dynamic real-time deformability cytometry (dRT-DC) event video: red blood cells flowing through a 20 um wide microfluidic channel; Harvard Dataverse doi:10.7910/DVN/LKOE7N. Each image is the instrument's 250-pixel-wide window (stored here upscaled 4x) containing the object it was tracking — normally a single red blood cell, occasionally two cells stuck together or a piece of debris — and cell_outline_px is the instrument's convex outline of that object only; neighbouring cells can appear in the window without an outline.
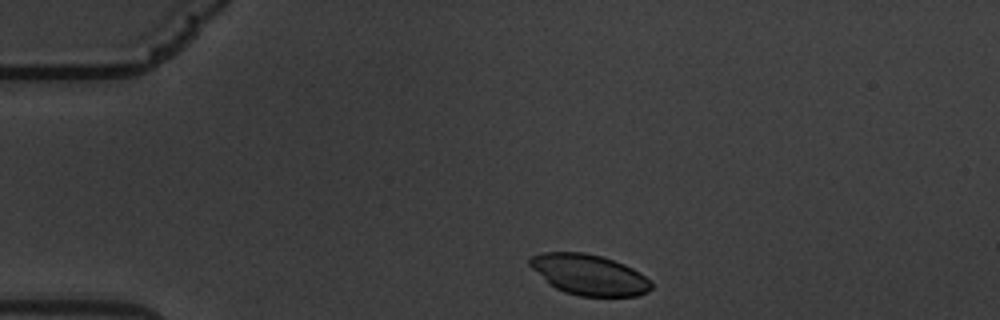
{"species": "common noctule bat (a hibernating species)", "species_latin": "Nyctalus noctula", "temperature_condition": "warm", "stored_images_in_passage": 50, "camera_frame_rate_fps": 3000, "um_per_image_px": 0.085, "animal": {"sex": "male", "body_mass_g": 19.5, "forearm_length_mm": 54.6}, "frame": {"image": 1, "passage_image": 2, "time_ms": 0.333, "image_size_px": [1000, 320], "cell_outline_px": [[652, 288], [648, 292], [640, 296], [580, 296], [564, 292], [548, 284], [528, 264], [528, 260], [532, 256], [544, 252], [584, 252], [600, 256], [624, 264], [632, 268], [652, 280]], "centroid_in_image_um": [50.08, 23.36], "position_along_channel_um": 34.9, "area_um2": 28.84}}
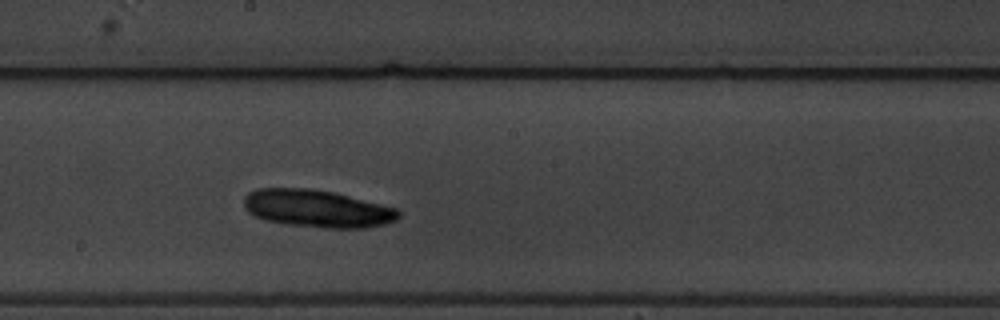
{"frame": {"image": 2, "passage_image": 23, "time_ms": 7.333, "image_size_px": [1000, 320], "cell_outline_px": [[400, 216], [396, 220], [384, 224], [364, 228], [324, 228], [284, 224], [264, 220], [248, 212], [244, 208], [244, 196], [248, 192], [256, 188], [312, 188], [332, 192], [400, 208]], "centroid_in_image_um": [26.95, 17.73], "position_along_channel_um": 221.2, "area_um2": 34.16}}
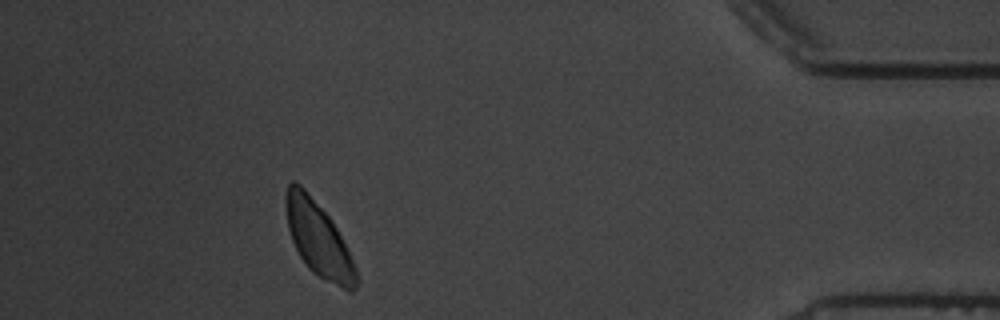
{"frame": {"image": 3, "passage_image": 44, "time_ms": 14.333, "image_size_px": [1000, 320], "cell_outline_px": [[360, 280], [356, 288], [352, 292], [348, 292], [312, 272], [308, 268], [300, 256], [292, 240], [288, 228], [284, 200], [288, 184], [292, 180], [296, 180], [304, 188], [328, 216], [336, 228], [356, 268]], "centroid_in_image_um": [27.06, 20.35], "position_along_channel_um": 408.1, "area_um2": 30.35}}